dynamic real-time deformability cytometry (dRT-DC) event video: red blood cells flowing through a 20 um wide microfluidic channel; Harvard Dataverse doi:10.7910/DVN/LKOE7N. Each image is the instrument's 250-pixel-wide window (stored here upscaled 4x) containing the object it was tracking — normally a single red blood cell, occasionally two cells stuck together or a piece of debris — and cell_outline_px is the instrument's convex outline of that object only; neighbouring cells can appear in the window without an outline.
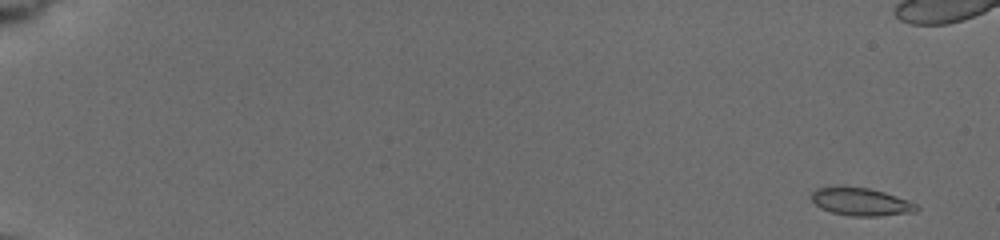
{"species": "common noctule bat (a hibernating species)", "species_latin": "Nyctalus noctula", "temperature_condition": "cold", "stored_images_in_passage": 38, "camera_frame_rate_fps": 3000, "um_per_image_px": 0.085, "animal": {"sex": "female", "body_mass_g": 19.5, "forearm_length_mm": 54.1}, "frame": {"image": 1, "passage_image": 1, "time_ms": 0.0, "image_size_px": [1000, 240], "cell_outline_px": [[920, 208], [916, 212], [880, 216], [852, 216], [832, 212], [820, 208], [812, 200], [812, 192], [816, 188], [868, 188], [884, 192], [908, 200], [916, 204]], "centroid_in_image_um": [73.23, 17.18], "position_along_channel_um": 11.8, "area_um2": 16.65}}
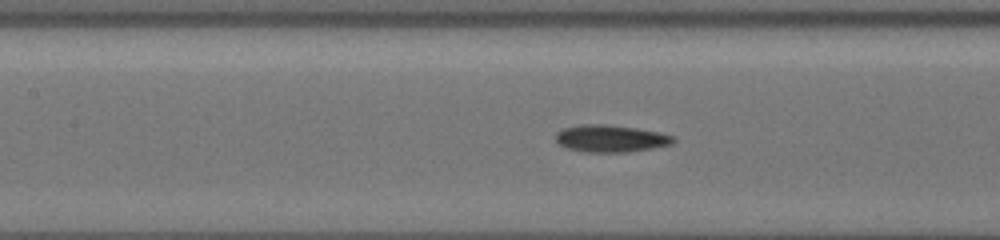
{"frame": {"image": 2, "passage_image": 20, "time_ms": 8.667, "image_size_px": [1000, 240], "cell_outline_px": [[676, 140], [672, 144], [652, 148], [628, 152], [584, 152], [568, 148], [560, 144], [556, 140], [556, 132], [564, 128], [580, 124], [604, 124], [636, 128], [660, 132], [676, 136]], "centroid_in_image_um": [51.94, 11.77], "position_along_channel_um": 155.5, "area_um2": 18.67}}
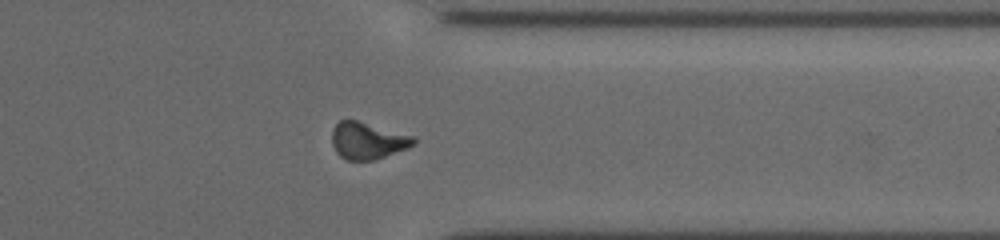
{"frame": {"image": 3, "passage_image": 32, "time_ms": 14.667, "image_size_px": [1000, 240], "cell_outline_px": [[416, 144], [408, 148], [376, 160], [348, 160], [340, 156], [336, 152], [332, 144], [332, 128], [340, 120], [356, 120], [416, 136]], "centroid_in_image_um": [31.28, 11.96], "position_along_channel_um": 380.1, "area_um2": 17.74}, "authors_computed_cell_mechanics": {"area_um2": 17.629, "velocity_mm_per_s": 3.7671, "shape_relaxation_time_tau1_ms": 4.0537, "shape_relaxation_time_tau2_ms": 4.7237, "deformation_change_tau1": 0.1264, "deformation_change_tau2": 0.1144}}